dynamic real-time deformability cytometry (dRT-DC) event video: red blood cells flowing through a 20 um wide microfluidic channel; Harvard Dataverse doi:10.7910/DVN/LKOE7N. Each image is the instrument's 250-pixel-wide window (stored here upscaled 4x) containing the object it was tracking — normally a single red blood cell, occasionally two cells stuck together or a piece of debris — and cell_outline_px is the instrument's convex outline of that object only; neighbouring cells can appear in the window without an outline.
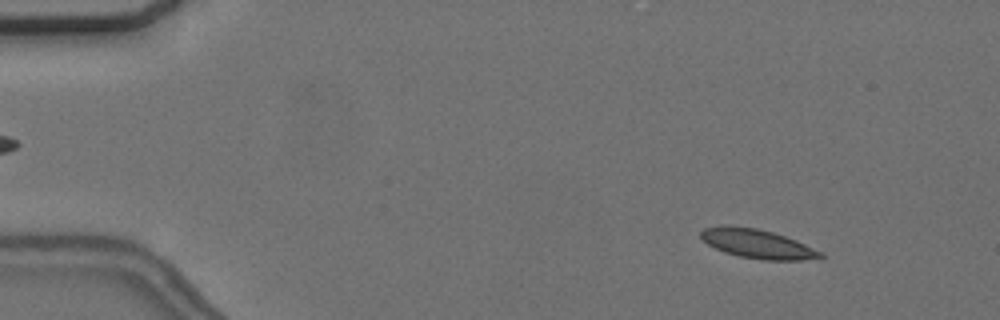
{"species": "common noctule bat (a hibernating species)", "species_latin": "Nyctalus noctula", "temperature_condition": "cold", "stored_images_in_passage": 13, "camera_frame_rate_fps": 3000, "um_per_image_px": 0.085, "animal": {"sex": "female", "body_mass_g": 24.6, "forearm_length_mm": 56.2}, "frame": {"image": 1, "passage_image": 6, "time_ms": 1.667, "image_size_px": [1000, 320], "cell_outline_px": [[824, 256], [800, 260], [764, 260], [740, 256], [724, 252], [708, 244], [700, 236], [700, 232], [704, 228], [724, 224], [728, 224], [756, 228], [772, 232], [796, 240], [824, 252]], "centroid_in_image_um": [64.36, 20.7], "position_along_channel_um": 20.6, "area_um2": 20.23}}